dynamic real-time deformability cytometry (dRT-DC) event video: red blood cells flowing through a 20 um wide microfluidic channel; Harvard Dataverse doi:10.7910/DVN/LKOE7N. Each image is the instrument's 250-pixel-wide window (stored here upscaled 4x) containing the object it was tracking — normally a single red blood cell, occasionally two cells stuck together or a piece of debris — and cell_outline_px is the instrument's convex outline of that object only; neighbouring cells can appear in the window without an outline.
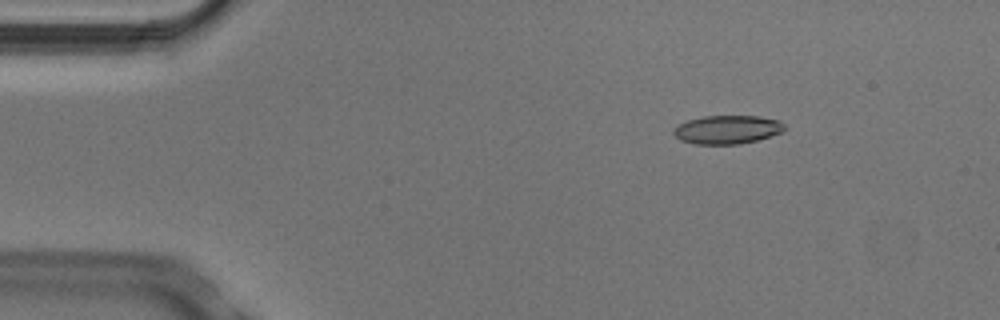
{"species": "Egyptian fruit bat (a non-hibernating species)", "species_latin": "Rousettus aegyptiacus", "temperature_condition": "cold", "stored_images_in_passage": 4, "camera_frame_rate_fps": 3000, "um_per_image_px": 0.085, "animal": {"sex": "male"}, "frame": {"image": 1, "passage_image": 2, "time_ms": 0.333, "image_size_px": [1000, 320], "cell_outline_px": [[784, 128], [780, 132], [756, 140], [740, 144], [696, 144], [680, 140], [672, 132], [680, 124], [688, 120], [704, 116], [760, 116], [780, 120], [784, 124]], "centroid_in_image_um": [61.82, 11.01], "position_along_channel_um": 23.2, "area_um2": 18.21}}